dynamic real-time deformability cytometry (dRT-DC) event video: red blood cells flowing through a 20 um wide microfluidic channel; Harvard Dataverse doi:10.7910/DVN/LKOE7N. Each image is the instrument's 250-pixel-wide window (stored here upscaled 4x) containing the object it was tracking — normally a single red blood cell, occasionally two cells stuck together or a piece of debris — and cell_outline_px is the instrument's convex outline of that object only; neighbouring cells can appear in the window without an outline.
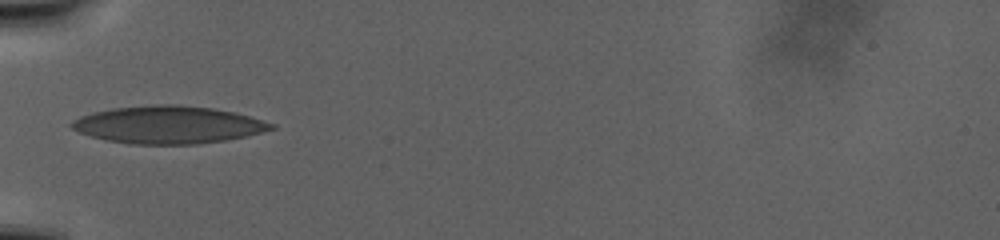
{"species": "human", "species_latin": "Homo sapiens", "temperature_condition": "warm", "stored_images_in_passage": 25, "camera_frame_rate_fps": 3000, "um_per_image_px": 0.085, "donor": {"sex": "male"}, "frame": {"image": 1, "passage_image": 1, "time_ms": 0.0, "image_size_px": [1000, 240], "cell_outline_px": [[276, 128], [244, 136], [224, 140], [196, 144], [132, 144], [108, 140], [92, 136], [80, 132], [72, 128], [68, 124], [72, 120], [80, 116], [92, 112], [112, 108], [156, 104], [180, 104], [212, 108], [232, 112], [248, 116], [276, 124]], "centroid_in_image_um": [14.27, 10.59], "position_along_channel_um": 70.7, "area_um2": 43.41}}
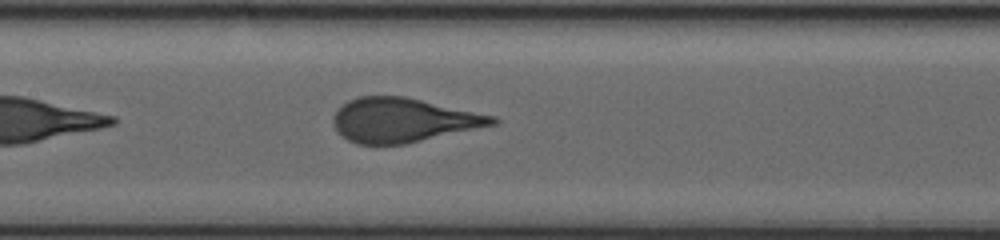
{"frame": {"image": 2, "passage_image": 18, "time_ms": 5.667, "image_size_px": [1000, 240], "cell_outline_px": [[500, 120], [496, 124], [408, 144], [356, 144], [348, 140], [336, 132], [332, 124], [332, 116], [336, 108], [348, 100], [356, 96], [404, 96], [496, 116]], "centroid_in_image_um": [34.21, 10.21], "position_along_channel_um": 173.2, "area_um2": 41.44}}
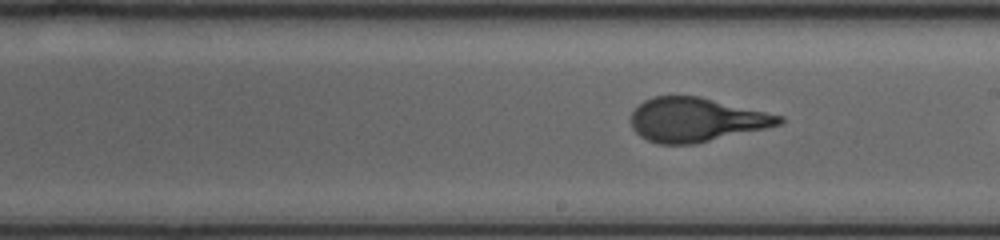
{"frame": {"image": 3, "passage_image": 22, "time_ms": 7.0, "image_size_px": [1000, 240], "cell_outline_px": [[784, 120], [780, 124], [764, 128], [696, 144], [656, 144], [640, 136], [632, 128], [632, 112], [644, 100], [652, 96], [700, 96], [784, 116]], "centroid_in_image_um": [59.16, 10.17], "position_along_channel_um": 229.8, "area_um2": 37.86}}